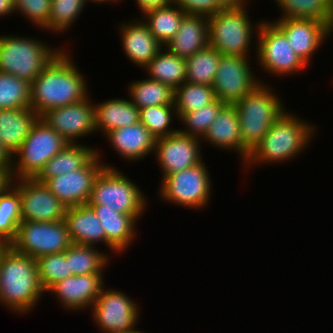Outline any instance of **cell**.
Wrapping results in <instances>:
<instances>
[{
    "instance_id": "cell-1",
    "label": "cell",
    "mask_w": 333,
    "mask_h": 333,
    "mask_svg": "<svg viewBox=\"0 0 333 333\" xmlns=\"http://www.w3.org/2000/svg\"><path fill=\"white\" fill-rule=\"evenodd\" d=\"M69 53L70 49L62 48L31 83L30 108L39 117L89 95V85Z\"/></svg>"
},
{
    "instance_id": "cell-2",
    "label": "cell",
    "mask_w": 333,
    "mask_h": 333,
    "mask_svg": "<svg viewBox=\"0 0 333 333\" xmlns=\"http://www.w3.org/2000/svg\"><path fill=\"white\" fill-rule=\"evenodd\" d=\"M45 293L36 259L0 245V305L18 316L27 315Z\"/></svg>"
},
{
    "instance_id": "cell-3",
    "label": "cell",
    "mask_w": 333,
    "mask_h": 333,
    "mask_svg": "<svg viewBox=\"0 0 333 333\" xmlns=\"http://www.w3.org/2000/svg\"><path fill=\"white\" fill-rule=\"evenodd\" d=\"M290 111L284 112L270 127L260 143L249 154L243 163L245 169L259 165L283 164L294 161L316 136V127L312 122H306ZM315 135V136H314ZM309 145V146H308ZM290 160V161H289ZM249 167V168H248Z\"/></svg>"
},
{
    "instance_id": "cell-4",
    "label": "cell",
    "mask_w": 333,
    "mask_h": 333,
    "mask_svg": "<svg viewBox=\"0 0 333 333\" xmlns=\"http://www.w3.org/2000/svg\"><path fill=\"white\" fill-rule=\"evenodd\" d=\"M274 91V92H273ZM239 118L243 152L249 156L286 107L269 83H259L233 104Z\"/></svg>"
},
{
    "instance_id": "cell-5",
    "label": "cell",
    "mask_w": 333,
    "mask_h": 333,
    "mask_svg": "<svg viewBox=\"0 0 333 333\" xmlns=\"http://www.w3.org/2000/svg\"><path fill=\"white\" fill-rule=\"evenodd\" d=\"M247 7L223 8L208 17L209 46L221 55L251 57L250 47L257 46L253 39L262 21L252 22Z\"/></svg>"
},
{
    "instance_id": "cell-6",
    "label": "cell",
    "mask_w": 333,
    "mask_h": 333,
    "mask_svg": "<svg viewBox=\"0 0 333 333\" xmlns=\"http://www.w3.org/2000/svg\"><path fill=\"white\" fill-rule=\"evenodd\" d=\"M3 35V36H2ZM0 35V72L32 83L62 47L33 36ZM55 48V49H54Z\"/></svg>"
},
{
    "instance_id": "cell-7",
    "label": "cell",
    "mask_w": 333,
    "mask_h": 333,
    "mask_svg": "<svg viewBox=\"0 0 333 333\" xmlns=\"http://www.w3.org/2000/svg\"><path fill=\"white\" fill-rule=\"evenodd\" d=\"M68 144L39 117L21 147L12 155L11 179H34L44 165Z\"/></svg>"
},
{
    "instance_id": "cell-8",
    "label": "cell",
    "mask_w": 333,
    "mask_h": 333,
    "mask_svg": "<svg viewBox=\"0 0 333 333\" xmlns=\"http://www.w3.org/2000/svg\"><path fill=\"white\" fill-rule=\"evenodd\" d=\"M122 173L117 167H104L94 181L88 204H101L123 214H145L149 199L138 184Z\"/></svg>"
},
{
    "instance_id": "cell-9",
    "label": "cell",
    "mask_w": 333,
    "mask_h": 333,
    "mask_svg": "<svg viewBox=\"0 0 333 333\" xmlns=\"http://www.w3.org/2000/svg\"><path fill=\"white\" fill-rule=\"evenodd\" d=\"M204 160L194 167L167 175L160 181V201L170 202L179 208L203 210L212 201V180Z\"/></svg>"
},
{
    "instance_id": "cell-10",
    "label": "cell",
    "mask_w": 333,
    "mask_h": 333,
    "mask_svg": "<svg viewBox=\"0 0 333 333\" xmlns=\"http://www.w3.org/2000/svg\"><path fill=\"white\" fill-rule=\"evenodd\" d=\"M257 46L254 48L258 68L269 75L286 77L306 70L308 66L290 47L284 32L270 20H262L257 36ZM258 62V63H257ZM260 66V67H259Z\"/></svg>"
},
{
    "instance_id": "cell-11",
    "label": "cell",
    "mask_w": 333,
    "mask_h": 333,
    "mask_svg": "<svg viewBox=\"0 0 333 333\" xmlns=\"http://www.w3.org/2000/svg\"><path fill=\"white\" fill-rule=\"evenodd\" d=\"M127 293L104 286L90 309L101 333H130L140 320V305ZM139 305V306H138Z\"/></svg>"
},
{
    "instance_id": "cell-12",
    "label": "cell",
    "mask_w": 333,
    "mask_h": 333,
    "mask_svg": "<svg viewBox=\"0 0 333 333\" xmlns=\"http://www.w3.org/2000/svg\"><path fill=\"white\" fill-rule=\"evenodd\" d=\"M72 244L64 220L54 222L21 221L10 246L23 255L37 259L64 252Z\"/></svg>"
},
{
    "instance_id": "cell-13",
    "label": "cell",
    "mask_w": 333,
    "mask_h": 333,
    "mask_svg": "<svg viewBox=\"0 0 333 333\" xmlns=\"http://www.w3.org/2000/svg\"><path fill=\"white\" fill-rule=\"evenodd\" d=\"M102 159L97 150L82 168L47 179L44 184L68 208L88 204L96 177L104 167L115 168Z\"/></svg>"
},
{
    "instance_id": "cell-14",
    "label": "cell",
    "mask_w": 333,
    "mask_h": 333,
    "mask_svg": "<svg viewBox=\"0 0 333 333\" xmlns=\"http://www.w3.org/2000/svg\"><path fill=\"white\" fill-rule=\"evenodd\" d=\"M250 57L222 55L213 82L216 99L234 104L263 83L251 69ZM250 62V63H249Z\"/></svg>"
},
{
    "instance_id": "cell-15",
    "label": "cell",
    "mask_w": 333,
    "mask_h": 333,
    "mask_svg": "<svg viewBox=\"0 0 333 333\" xmlns=\"http://www.w3.org/2000/svg\"><path fill=\"white\" fill-rule=\"evenodd\" d=\"M21 197V221L64 220L67 208L46 186L35 179H12Z\"/></svg>"
},
{
    "instance_id": "cell-16",
    "label": "cell",
    "mask_w": 333,
    "mask_h": 333,
    "mask_svg": "<svg viewBox=\"0 0 333 333\" xmlns=\"http://www.w3.org/2000/svg\"><path fill=\"white\" fill-rule=\"evenodd\" d=\"M202 140L179 130L169 136L156 139L154 156L160 166L161 179L167 175L194 167L201 163Z\"/></svg>"
},
{
    "instance_id": "cell-17",
    "label": "cell",
    "mask_w": 333,
    "mask_h": 333,
    "mask_svg": "<svg viewBox=\"0 0 333 333\" xmlns=\"http://www.w3.org/2000/svg\"><path fill=\"white\" fill-rule=\"evenodd\" d=\"M90 94L83 100L46 111L41 118L69 143H79L96 132L94 105ZM92 101V102H91Z\"/></svg>"
},
{
    "instance_id": "cell-18",
    "label": "cell",
    "mask_w": 333,
    "mask_h": 333,
    "mask_svg": "<svg viewBox=\"0 0 333 333\" xmlns=\"http://www.w3.org/2000/svg\"><path fill=\"white\" fill-rule=\"evenodd\" d=\"M104 273L72 275L54 284L46 293L55 295L62 309L69 312L92 308L95 299L106 285ZM88 307V308H87Z\"/></svg>"
},
{
    "instance_id": "cell-19",
    "label": "cell",
    "mask_w": 333,
    "mask_h": 333,
    "mask_svg": "<svg viewBox=\"0 0 333 333\" xmlns=\"http://www.w3.org/2000/svg\"><path fill=\"white\" fill-rule=\"evenodd\" d=\"M273 22L284 32L290 47L309 66L325 44V22L312 19L278 18Z\"/></svg>"
},
{
    "instance_id": "cell-20",
    "label": "cell",
    "mask_w": 333,
    "mask_h": 333,
    "mask_svg": "<svg viewBox=\"0 0 333 333\" xmlns=\"http://www.w3.org/2000/svg\"><path fill=\"white\" fill-rule=\"evenodd\" d=\"M118 27L122 50L128 62L131 61L136 67L143 69L164 47L140 17L121 22Z\"/></svg>"
},
{
    "instance_id": "cell-21",
    "label": "cell",
    "mask_w": 333,
    "mask_h": 333,
    "mask_svg": "<svg viewBox=\"0 0 333 333\" xmlns=\"http://www.w3.org/2000/svg\"><path fill=\"white\" fill-rule=\"evenodd\" d=\"M96 213L106 235V247L110 255L126 252L134 244L138 233L137 221L142 215H129L115 211V209L104 208L101 204H88Z\"/></svg>"
},
{
    "instance_id": "cell-22",
    "label": "cell",
    "mask_w": 333,
    "mask_h": 333,
    "mask_svg": "<svg viewBox=\"0 0 333 333\" xmlns=\"http://www.w3.org/2000/svg\"><path fill=\"white\" fill-rule=\"evenodd\" d=\"M105 136L112 149L126 162H140L154 154L156 138L141 122L111 130Z\"/></svg>"
},
{
    "instance_id": "cell-23",
    "label": "cell",
    "mask_w": 333,
    "mask_h": 333,
    "mask_svg": "<svg viewBox=\"0 0 333 333\" xmlns=\"http://www.w3.org/2000/svg\"><path fill=\"white\" fill-rule=\"evenodd\" d=\"M214 148L237 153L241 162L245 163L248 156L243 152L239 118L233 104H225L215 120L209 126L205 136L201 139Z\"/></svg>"
},
{
    "instance_id": "cell-24",
    "label": "cell",
    "mask_w": 333,
    "mask_h": 333,
    "mask_svg": "<svg viewBox=\"0 0 333 333\" xmlns=\"http://www.w3.org/2000/svg\"><path fill=\"white\" fill-rule=\"evenodd\" d=\"M208 45V17L186 14L181 20L177 33L164 48L171 54L186 59Z\"/></svg>"
},
{
    "instance_id": "cell-25",
    "label": "cell",
    "mask_w": 333,
    "mask_h": 333,
    "mask_svg": "<svg viewBox=\"0 0 333 333\" xmlns=\"http://www.w3.org/2000/svg\"><path fill=\"white\" fill-rule=\"evenodd\" d=\"M64 221L72 243L96 246L106 245V235L94 210L88 205L67 208Z\"/></svg>"
},
{
    "instance_id": "cell-26",
    "label": "cell",
    "mask_w": 333,
    "mask_h": 333,
    "mask_svg": "<svg viewBox=\"0 0 333 333\" xmlns=\"http://www.w3.org/2000/svg\"><path fill=\"white\" fill-rule=\"evenodd\" d=\"M93 105L96 133L103 137L111 130L139 122V109L129 98H110L97 104L93 101Z\"/></svg>"
},
{
    "instance_id": "cell-27",
    "label": "cell",
    "mask_w": 333,
    "mask_h": 333,
    "mask_svg": "<svg viewBox=\"0 0 333 333\" xmlns=\"http://www.w3.org/2000/svg\"><path fill=\"white\" fill-rule=\"evenodd\" d=\"M39 116L31 108L0 109V142L12 156Z\"/></svg>"
},
{
    "instance_id": "cell-28",
    "label": "cell",
    "mask_w": 333,
    "mask_h": 333,
    "mask_svg": "<svg viewBox=\"0 0 333 333\" xmlns=\"http://www.w3.org/2000/svg\"><path fill=\"white\" fill-rule=\"evenodd\" d=\"M97 150L85 144L70 143L54 155L34 179L44 183L47 179L78 170L97 153Z\"/></svg>"
},
{
    "instance_id": "cell-29",
    "label": "cell",
    "mask_w": 333,
    "mask_h": 333,
    "mask_svg": "<svg viewBox=\"0 0 333 333\" xmlns=\"http://www.w3.org/2000/svg\"><path fill=\"white\" fill-rule=\"evenodd\" d=\"M143 70L148 78L167 84L174 90L186 82V60L171 54L164 47Z\"/></svg>"
},
{
    "instance_id": "cell-30",
    "label": "cell",
    "mask_w": 333,
    "mask_h": 333,
    "mask_svg": "<svg viewBox=\"0 0 333 333\" xmlns=\"http://www.w3.org/2000/svg\"><path fill=\"white\" fill-rule=\"evenodd\" d=\"M97 247L72 243L64 251L66 259H69V270L73 275L104 273L106 266L109 268L112 256H109L106 250L103 252Z\"/></svg>"
},
{
    "instance_id": "cell-31",
    "label": "cell",
    "mask_w": 333,
    "mask_h": 333,
    "mask_svg": "<svg viewBox=\"0 0 333 333\" xmlns=\"http://www.w3.org/2000/svg\"><path fill=\"white\" fill-rule=\"evenodd\" d=\"M127 89V97L139 110L149 106L174 104L175 90L147 77L130 82Z\"/></svg>"
},
{
    "instance_id": "cell-32",
    "label": "cell",
    "mask_w": 333,
    "mask_h": 333,
    "mask_svg": "<svg viewBox=\"0 0 333 333\" xmlns=\"http://www.w3.org/2000/svg\"><path fill=\"white\" fill-rule=\"evenodd\" d=\"M186 13L175 3L146 12L140 18L164 47L175 36Z\"/></svg>"
},
{
    "instance_id": "cell-33",
    "label": "cell",
    "mask_w": 333,
    "mask_h": 333,
    "mask_svg": "<svg viewBox=\"0 0 333 333\" xmlns=\"http://www.w3.org/2000/svg\"><path fill=\"white\" fill-rule=\"evenodd\" d=\"M21 222V197L10 183L0 192V245H10Z\"/></svg>"
},
{
    "instance_id": "cell-34",
    "label": "cell",
    "mask_w": 333,
    "mask_h": 333,
    "mask_svg": "<svg viewBox=\"0 0 333 333\" xmlns=\"http://www.w3.org/2000/svg\"><path fill=\"white\" fill-rule=\"evenodd\" d=\"M221 54L209 45L186 58V82L213 86Z\"/></svg>"
},
{
    "instance_id": "cell-35",
    "label": "cell",
    "mask_w": 333,
    "mask_h": 333,
    "mask_svg": "<svg viewBox=\"0 0 333 333\" xmlns=\"http://www.w3.org/2000/svg\"><path fill=\"white\" fill-rule=\"evenodd\" d=\"M216 100L213 86L184 82L175 89L174 105L178 119Z\"/></svg>"
},
{
    "instance_id": "cell-36",
    "label": "cell",
    "mask_w": 333,
    "mask_h": 333,
    "mask_svg": "<svg viewBox=\"0 0 333 333\" xmlns=\"http://www.w3.org/2000/svg\"><path fill=\"white\" fill-rule=\"evenodd\" d=\"M281 12L278 18L312 19L326 22L333 0H273Z\"/></svg>"
},
{
    "instance_id": "cell-37",
    "label": "cell",
    "mask_w": 333,
    "mask_h": 333,
    "mask_svg": "<svg viewBox=\"0 0 333 333\" xmlns=\"http://www.w3.org/2000/svg\"><path fill=\"white\" fill-rule=\"evenodd\" d=\"M173 119L178 120L174 104L149 106L139 110V122L144 124L156 139L169 136L179 130L172 128Z\"/></svg>"
},
{
    "instance_id": "cell-38",
    "label": "cell",
    "mask_w": 333,
    "mask_h": 333,
    "mask_svg": "<svg viewBox=\"0 0 333 333\" xmlns=\"http://www.w3.org/2000/svg\"><path fill=\"white\" fill-rule=\"evenodd\" d=\"M31 83L0 72V109L30 108Z\"/></svg>"
},
{
    "instance_id": "cell-39",
    "label": "cell",
    "mask_w": 333,
    "mask_h": 333,
    "mask_svg": "<svg viewBox=\"0 0 333 333\" xmlns=\"http://www.w3.org/2000/svg\"><path fill=\"white\" fill-rule=\"evenodd\" d=\"M86 0H51L50 16L46 32L61 35L71 30L77 18H80L82 11L87 6Z\"/></svg>"
},
{
    "instance_id": "cell-40",
    "label": "cell",
    "mask_w": 333,
    "mask_h": 333,
    "mask_svg": "<svg viewBox=\"0 0 333 333\" xmlns=\"http://www.w3.org/2000/svg\"><path fill=\"white\" fill-rule=\"evenodd\" d=\"M224 105V102L216 99L214 102L200 107L195 111L184 113L178 119V122H182L181 125H183L182 129L179 128V131L183 134L202 139Z\"/></svg>"
},
{
    "instance_id": "cell-41",
    "label": "cell",
    "mask_w": 333,
    "mask_h": 333,
    "mask_svg": "<svg viewBox=\"0 0 333 333\" xmlns=\"http://www.w3.org/2000/svg\"><path fill=\"white\" fill-rule=\"evenodd\" d=\"M41 285L47 292L54 284L72 276L69 259L64 252L45 255L36 259Z\"/></svg>"
},
{
    "instance_id": "cell-42",
    "label": "cell",
    "mask_w": 333,
    "mask_h": 333,
    "mask_svg": "<svg viewBox=\"0 0 333 333\" xmlns=\"http://www.w3.org/2000/svg\"><path fill=\"white\" fill-rule=\"evenodd\" d=\"M15 12L21 13L35 28L45 31L48 27L51 0H14Z\"/></svg>"
},
{
    "instance_id": "cell-43",
    "label": "cell",
    "mask_w": 333,
    "mask_h": 333,
    "mask_svg": "<svg viewBox=\"0 0 333 333\" xmlns=\"http://www.w3.org/2000/svg\"><path fill=\"white\" fill-rule=\"evenodd\" d=\"M174 3L189 15L209 17L223 9L218 0H174Z\"/></svg>"
},
{
    "instance_id": "cell-44",
    "label": "cell",
    "mask_w": 333,
    "mask_h": 333,
    "mask_svg": "<svg viewBox=\"0 0 333 333\" xmlns=\"http://www.w3.org/2000/svg\"><path fill=\"white\" fill-rule=\"evenodd\" d=\"M134 1L137 4V8L143 15L151 10H155L160 7H165L174 3V0H134Z\"/></svg>"
},
{
    "instance_id": "cell-45",
    "label": "cell",
    "mask_w": 333,
    "mask_h": 333,
    "mask_svg": "<svg viewBox=\"0 0 333 333\" xmlns=\"http://www.w3.org/2000/svg\"><path fill=\"white\" fill-rule=\"evenodd\" d=\"M12 156L0 142V169L11 170Z\"/></svg>"
},
{
    "instance_id": "cell-46",
    "label": "cell",
    "mask_w": 333,
    "mask_h": 333,
    "mask_svg": "<svg viewBox=\"0 0 333 333\" xmlns=\"http://www.w3.org/2000/svg\"><path fill=\"white\" fill-rule=\"evenodd\" d=\"M15 13L14 0H0V18L12 16Z\"/></svg>"
},
{
    "instance_id": "cell-47",
    "label": "cell",
    "mask_w": 333,
    "mask_h": 333,
    "mask_svg": "<svg viewBox=\"0 0 333 333\" xmlns=\"http://www.w3.org/2000/svg\"><path fill=\"white\" fill-rule=\"evenodd\" d=\"M223 8H238L251 5L249 0H218ZM249 3V5H247Z\"/></svg>"
},
{
    "instance_id": "cell-48",
    "label": "cell",
    "mask_w": 333,
    "mask_h": 333,
    "mask_svg": "<svg viewBox=\"0 0 333 333\" xmlns=\"http://www.w3.org/2000/svg\"><path fill=\"white\" fill-rule=\"evenodd\" d=\"M333 34V5L331 10L329 11V14L327 16L326 22H325V41L331 38Z\"/></svg>"
},
{
    "instance_id": "cell-49",
    "label": "cell",
    "mask_w": 333,
    "mask_h": 333,
    "mask_svg": "<svg viewBox=\"0 0 333 333\" xmlns=\"http://www.w3.org/2000/svg\"><path fill=\"white\" fill-rule=\"evenodd\" d=\"M10 170L0 169V192L11 182Z\"/></svg>"
},
{
    "instance_id": "cell-50",
    "label": "cell",
    "mask_w": 333,
    "mask_h": 333,
    "mask_svg": "<svg viewBox=\"0 0 333 333\" xmlns=\"http://www.w3.org/2000/svg\"><path fill=\"white\" fill-rule=\"evenodd\" d=\"M121 1H123V0H86V2H92V3H98V4H102V3H107L108 2V4H112V2L114 3V4H117V2L118 3H120Z\"/></svg>"
},
{
    "instance_id": "cell-51",
    "label": "cell",
    "mask_w": 333,
    "mask_h": 333,
    "mask_svg": "<svg viewBox=\"0 0 333 333\" xmlns=\"http://www.w3.org/2000/svg\"><path fill=\"white\" fill-rule=\"evenodd\" d=\"M130 333H145V332H142V330H138V329H136L135 331H133V332H130Z\"/></svg>"
}]
</instances>
